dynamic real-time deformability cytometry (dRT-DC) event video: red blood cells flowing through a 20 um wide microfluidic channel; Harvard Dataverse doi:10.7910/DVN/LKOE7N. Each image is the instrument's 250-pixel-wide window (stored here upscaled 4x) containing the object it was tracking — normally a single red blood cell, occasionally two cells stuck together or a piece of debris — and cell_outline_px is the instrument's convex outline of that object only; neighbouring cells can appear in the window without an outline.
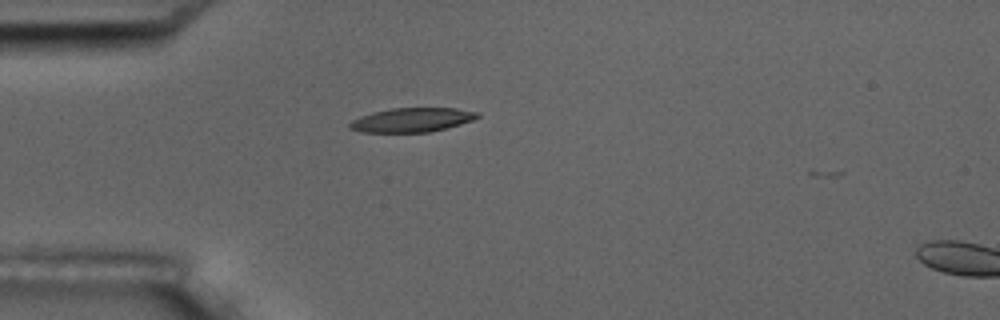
{"species": "common noctule bat (a hibernating species)", "species_latin": "Nyctalus noctula", "temperature_condition": "room temperature", "stored_images_in_passage": 2, "segment_of_instrument_passage": [1, 2], "camera_frame_rate_fps": 3000, "um_per_image_px": 0.085, "animal": {"sex": "male", "body_mass_g": 17.5, "forearm_length_mm": 52.3}, "frame": {"image": 1, "passage_image": 1, "time_ms": 0.0, "image_size_px": [1000, 320], "cell_outline_px": [[480, 116], [472, 120], [448, 128], [428, 132], [360, 132], [348, 128], [348, 124], [352, 120], [360, 116], [372, 112], [392, 108], [456, 108], [480, 112]], "centroid_in_image_um": [35.01, 10.19], "position_along_channel_um": 50.0, "area_um2": 18.09}}